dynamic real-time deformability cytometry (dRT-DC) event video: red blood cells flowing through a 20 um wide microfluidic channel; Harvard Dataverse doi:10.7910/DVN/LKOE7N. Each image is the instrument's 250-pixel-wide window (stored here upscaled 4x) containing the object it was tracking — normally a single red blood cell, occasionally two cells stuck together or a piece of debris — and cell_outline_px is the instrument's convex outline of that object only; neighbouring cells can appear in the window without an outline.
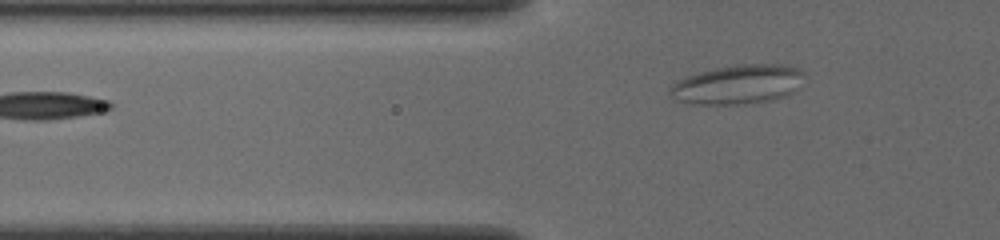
{"species": "common noctule bat (a hibernating species)", "species_latin": "Nyctalus noctula", "temperature_condition": "cold", "stored_images_in_passage": 3, "camera_frame_rate_fps": 3000, "um_per_image_px": 0.085, "animal": {"sex": "female", "body_mass_g": 19.5, "forearm_length_mm": 54.1}, "frame": {"image": 1, "passage_image": 3, "time_ms": 0.667, "image_size_px": [1000, 240], "cell_outline_px": [[804, 72], [796, 88], [788, 96], [772, 100], [744, 104], [688, 104], [672, 100], [668, 92], [680, 80], [688, 76], [700, 72], [716, 68], [740, 64], [784, 64], [796, 68]], "centroid_in_image_um": [62.7, 7.2], "position_along_channel_um": 63.1, "area_um2": 30.52}}